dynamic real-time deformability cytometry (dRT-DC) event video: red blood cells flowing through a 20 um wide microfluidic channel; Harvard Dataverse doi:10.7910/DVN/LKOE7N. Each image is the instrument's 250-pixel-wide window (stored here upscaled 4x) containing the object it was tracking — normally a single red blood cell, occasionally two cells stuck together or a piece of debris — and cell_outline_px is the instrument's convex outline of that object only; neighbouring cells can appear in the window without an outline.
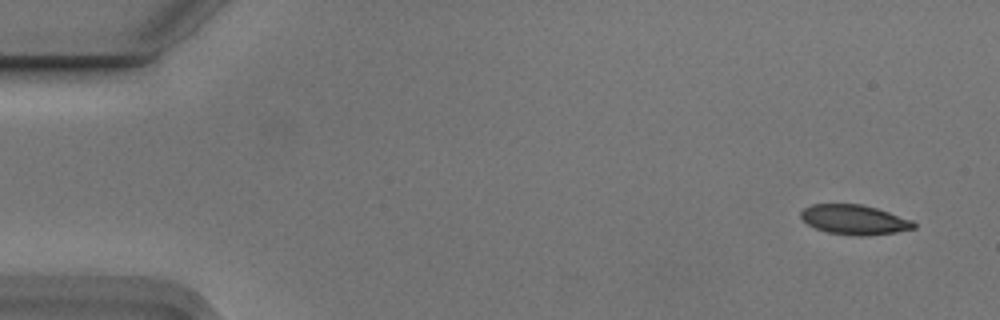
{"species": "Egyptian fruit bat (a non-hibernating species)", "species_latin": "Rousettus aegyptiacus", "temperature_condition": "cold", "stored_images_in_passage": 6, "camera_frame_rate_fps": 3000, "um_per_image_px": 0.085, "animal": {"sex": "male"}, "frame": {"image": 1, "passage_image": 1, "time_ms": 0.0, "image_size_px": [1000, 320], "cell_outline_px": [[916, 228], [896, 232], [864, 236], [860, 236], [828, 232], [816, 228], [808, 224], [800, 216], [800, 212], [804, 208], [812, 204], [860, 204], [876, 208], [912, 220], [916, 224]], "centroid_in_image_um": [72.62, 18.67], "position_along_channel_um": 12.4, "area_um2": 19.36}}
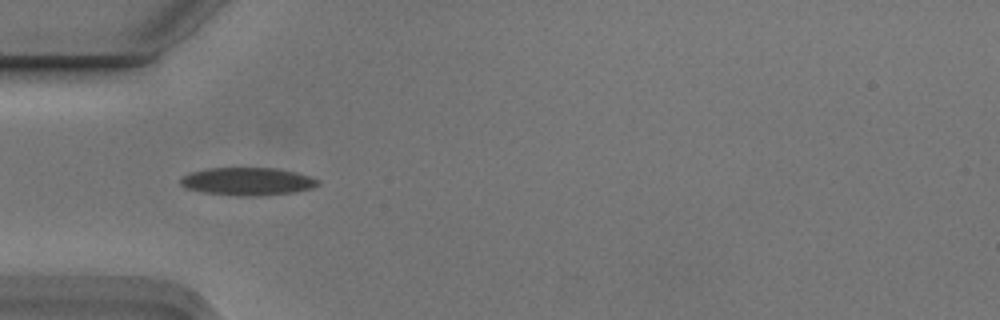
{"frame": {"image": 2, "passage_image": 5, "time_ms": 1.333, "image_size_px": [1000, 320], "cell_outline_px": [[320, 184], [312, 188], [296, 192], [260, 196], [240, 196], [204, 192], [188, 188], [180, 184], [180, 180], [188, 172], [208, 168], [276, 168], [296, 172], [312, 176], [320, 180]], "centroid_in_image_um": [21.09, 15.42], "position_along_channel_um": 63.9, "area_um2": 22.43}}
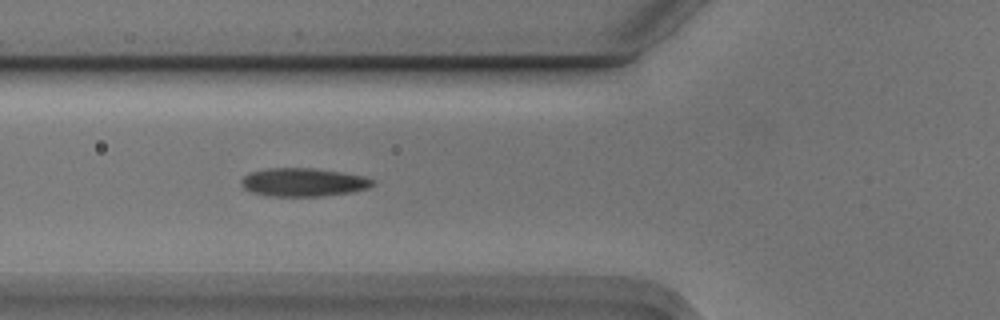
{"frame": {"image": 3, "passage_image": 6, "time_ms": 1.667, "image_size_px": [1000, 320], "cell_outline_px": [[376, 184], [368, 188], [352, 192], [324, 196], [268, 196], [252, 192], [244, 188], [240, 184], [240, 180], [248, 172], [268, 168], [312, 168], [340, 172], [360, 176], [376, 180]], "centroid_in_image_um": [25.76, 15.49], "position_along_channel_um": 100.0, "area_um2": 21.79}}